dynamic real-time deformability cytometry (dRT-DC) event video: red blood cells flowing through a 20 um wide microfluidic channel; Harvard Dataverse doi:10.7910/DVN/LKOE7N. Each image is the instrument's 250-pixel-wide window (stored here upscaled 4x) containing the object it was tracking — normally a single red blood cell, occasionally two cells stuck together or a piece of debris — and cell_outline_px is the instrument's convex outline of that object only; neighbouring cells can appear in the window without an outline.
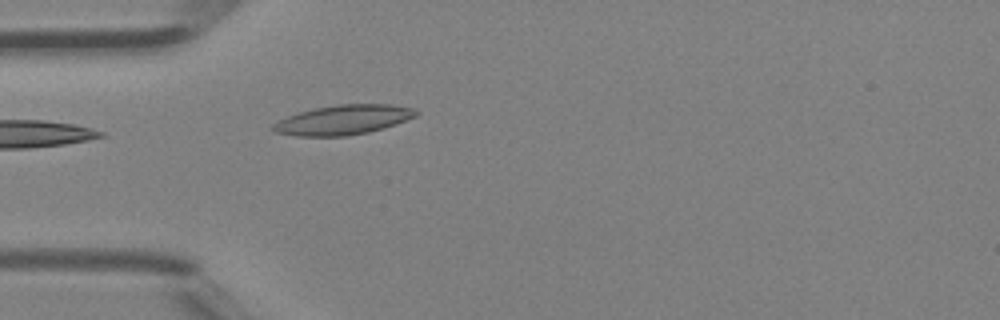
{"species": "Egyptian fruit bat (a non-hibernating species)", "species_latin": "Rousettus aegyptiacus", "temperature_condition": "room temperature", "stored_images_in_passage": 5, "camera_frame_rate_fps": 3000, "um_per_image_px": 0.085, "animal": {"sex": "female"}, "frame": {"image": 1, "passage_image": 5, "time_ms": 1.333, "image_size_px": [1000, 320], "cell_outline_px": [[420, 112], [416, 116], [396, 124], [384, 128], [368, 132], [348, 136], [296, 136], [276, 132], [268, 128], [272, 124], [288, 116], [300, 112], [316, 108], [336, 104], [392, 104], [412, 108]], "centroid_in_image_um": [29.18, 10.19], "position_along_channel_um": 55.8, "area_um2": 24.74}}